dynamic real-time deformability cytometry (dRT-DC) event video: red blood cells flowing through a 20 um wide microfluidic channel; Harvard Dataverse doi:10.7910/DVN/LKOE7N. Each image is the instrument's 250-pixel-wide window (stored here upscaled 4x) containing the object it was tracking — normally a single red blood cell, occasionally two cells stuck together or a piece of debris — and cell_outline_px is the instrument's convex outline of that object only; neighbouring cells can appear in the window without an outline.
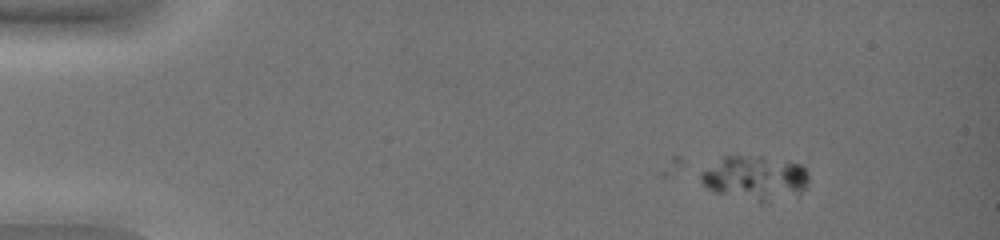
{"species": "common noctule bat (a hibernating species)", "species_latin": "Nyctalus noctula", "temperature_condition": "warm", "stored_images_in_passage": 4, "camera_frame_rate_fps": 3000, "um_per_image_px": 0.085, "animal": {"sex": "female", "body_mass_g": 19.0, "forearm_length_mm": 51.5}, "frame": {"image": 1, "passage_image": 1, "time_ms": 0.0, "image_size_px": [1000, 240], "cell_outline_px": [[808, 180], [804, 188], [796, 200], [764, 204], [760, 204], [712, 192], [700, 180], [700, 172], [720, 156], [736, 152], [760, 156], [804, 164], [808, 168]], "centroid_in_image_um": [64.22, 15.15], "position_along_channel_um": 20.8, "area_um2": 30.06}}